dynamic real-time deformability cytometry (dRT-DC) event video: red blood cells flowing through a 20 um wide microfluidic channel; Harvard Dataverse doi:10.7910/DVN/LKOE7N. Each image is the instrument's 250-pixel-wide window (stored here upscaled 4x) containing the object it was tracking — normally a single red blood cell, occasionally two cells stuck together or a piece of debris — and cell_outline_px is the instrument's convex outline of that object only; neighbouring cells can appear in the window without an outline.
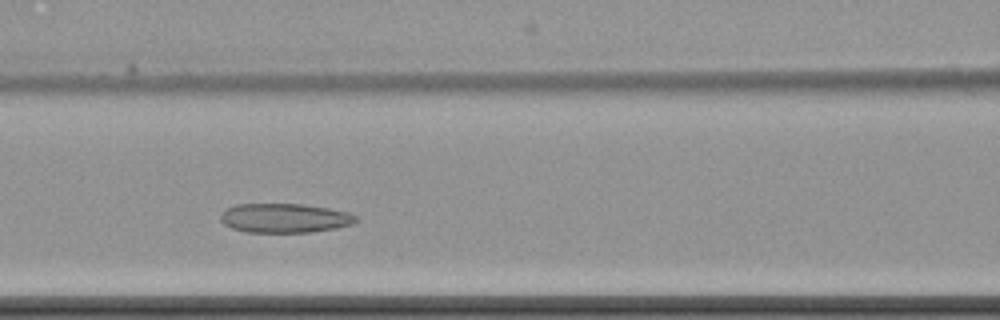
{"species": "common noctule bat (a hibernating species)", "species_latin": "Nyctalus noctula", "temperature_condition": "cold", "stored_images_in_passage": 5, "camera_frame_rate_fps": 3000, "um_per_image_px": 0.085, "animal": {"sex": "female", "body_mass_g": 22.7, "forearm_length_mm": 54.2}, "frame": {"image": 1, "passage_image": 4, "time_ms": 3.667, "image_size_px": [1000, 320], "cell_outline_px": [[356, 220], [352, 224], [336, 228], [312, 232], [244, 232], [232, 228], [224, 224], [220, 220], [220, 212], [224, 208], [236, 204], [304, 204], [328, 208], [348, 212], [356, 216]], "centroid_in_image_um": [24.14, 18.53], "position_along_channel_um": 142.5, "area_um2": 23.24}}
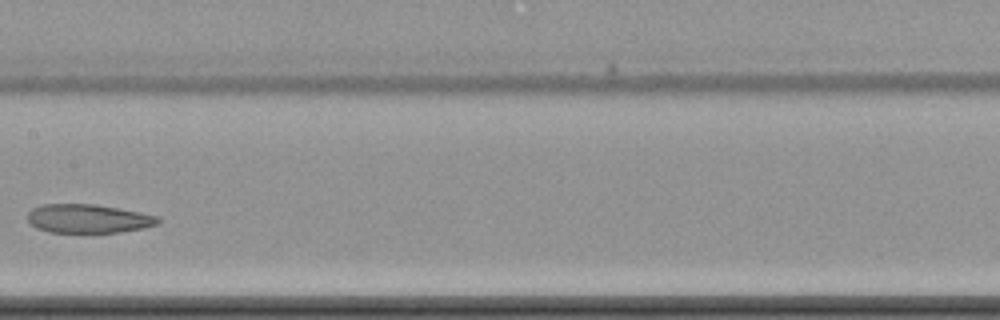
{"frame": {"image": 2, "passage_image": 5, "time_ms": 5.333, "image_size_px": [1000, 320], "cell_outline_px": [[160, 220], [156, 224], [140, 228], [120, 232], [80, 236], [48, 232], [36, 228], [28, 220], [28, 212], [32, 208], [40, 204], [96, 204], [140, 212], [156, 216]], "centroid_in_image_um": [7.42, 18.63], "position_along_channel_um": 200.0, "area_um2": 22.72}}